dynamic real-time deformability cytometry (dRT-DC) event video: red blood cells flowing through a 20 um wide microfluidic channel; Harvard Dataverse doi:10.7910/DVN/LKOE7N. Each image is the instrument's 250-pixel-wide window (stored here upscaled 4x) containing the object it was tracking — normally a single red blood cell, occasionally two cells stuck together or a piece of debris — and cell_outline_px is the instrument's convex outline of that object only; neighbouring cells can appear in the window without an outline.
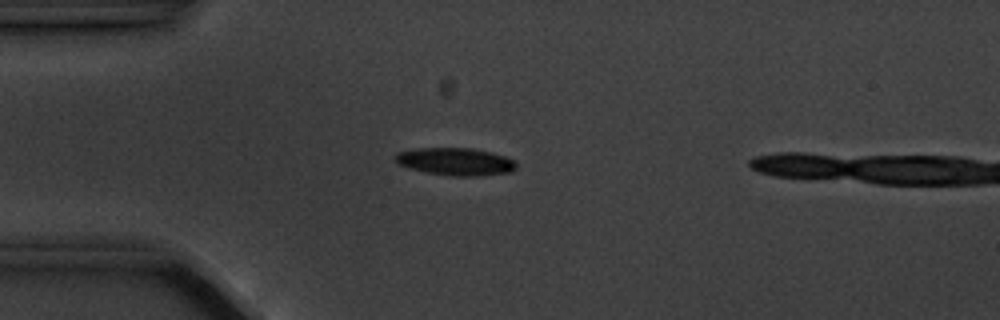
{"species": "common noctule bat (a hibernating species)", "species_latin": "Nyctalus noctula", "temperature_condition": "cold", "stored_images_in_passage": 13, "camera_frame_rate_fps": 3000, "um_per_image_px": 0.085, "animal": {"sex": "male", "body_mass_g": 20.1, "forearm_length_mm": 53.5}, "frame": {"image": 1, "passage_image": 3, "time_ms": 3.333, "image_size_px": [1000, 320], "cell_outline_px": [[516, 168], [512, 172], [480, 176], [452, 176], [428, 172], [408, 168], [400, 164], [392, 156], [396, 152], [416, 148], [472, 148], [492, 152], [516, 160]], "centroid_in_image_um": [38.73, 13.73], "position_along_channel_um": 46.3, "area_um2": 19.59}}
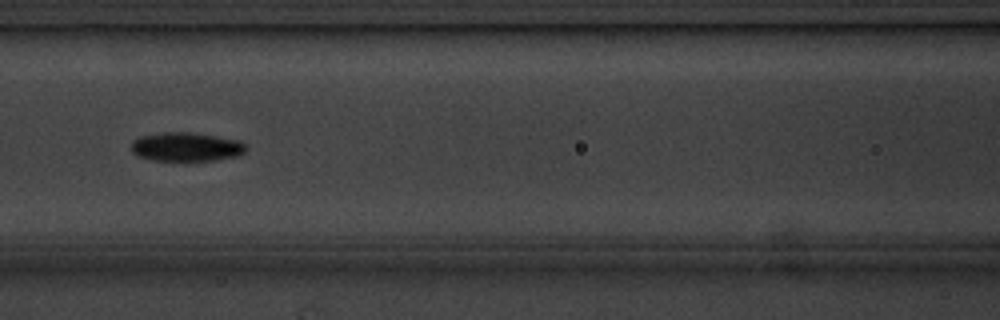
{"frame": {"image": 2, "passage_image": 6, "time_ms": 6.667, "image_size_px": [1000, 320], "cell_outline_px": [[248, 148], [240, 156], [216, 160], [184, 164], [152, 160], [136, 156], [132, 152], [132, 140], [140, 136], [164, 132], [188, 132], [216, 136], [240, 140]], "centroid_in_image_um": [15.83, 12.54], "position_along_channel_um": 150.8, "area_um2": 20.35}, "authors_computed_cell_mechanics": {"area_um2": 18.2648, "velocity_mm_per_s": 3.5386, "shape_relaxation_time_tau1_ms": 1.4893, "shape_relaxation_time_tau2_ms": null, "deformation_change_tau1": 0.0799, "deformation_change_tau2": null}}